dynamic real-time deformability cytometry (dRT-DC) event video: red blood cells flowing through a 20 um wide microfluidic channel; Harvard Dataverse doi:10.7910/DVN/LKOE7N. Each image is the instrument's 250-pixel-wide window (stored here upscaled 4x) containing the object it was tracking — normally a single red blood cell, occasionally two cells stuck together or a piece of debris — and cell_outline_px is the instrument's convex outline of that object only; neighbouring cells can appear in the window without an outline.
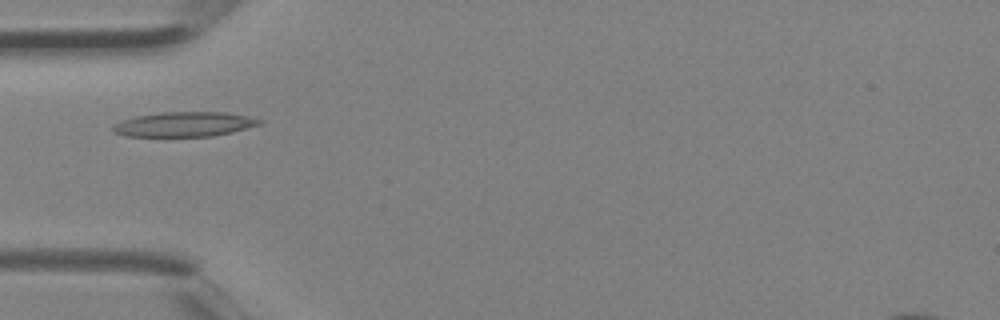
{"species": "Egyptian fruit bat (a non-hibernating species)", "species_latin": "Rousettus aegyptiacus", "temperature_condition": "room temperature", "stored_images_in_passage": 5, "camera_frame_rate_fps": 3000, "um_per_image_px": 0.085, "animal": {"sex": "female"}, "frame": {"image": 1, "passage_image": 5, "time_ms": 1.333, "image_size_px": [1000, 320], "cell_outline_px": [[264, 120], [260, 124], [232, 132], [212, 136], [124, 136], [112, 132], [112, 124], [120, 120], [136, 116], [160, 112], [224, 112]], "centroid_in_image_um": [15.58, 10.56], "position_along_channel_um": 69.4, "area_um2": 21.1}}